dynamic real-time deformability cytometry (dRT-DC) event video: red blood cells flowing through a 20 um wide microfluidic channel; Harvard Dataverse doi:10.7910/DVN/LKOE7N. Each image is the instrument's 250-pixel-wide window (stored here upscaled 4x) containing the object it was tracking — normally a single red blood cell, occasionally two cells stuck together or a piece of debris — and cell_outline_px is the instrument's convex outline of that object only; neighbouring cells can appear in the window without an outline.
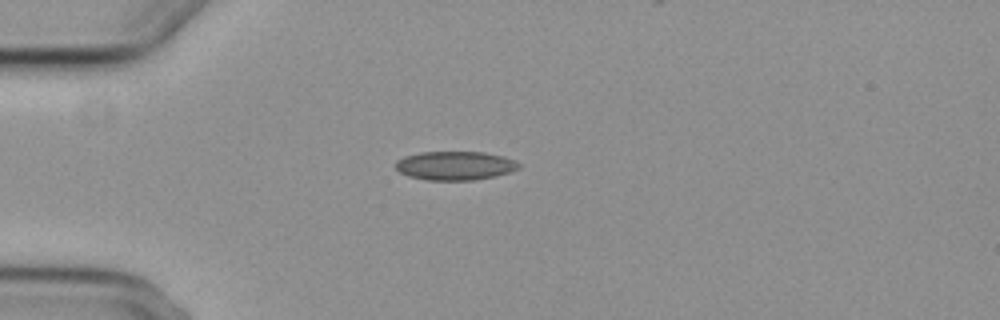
{"species": "common noctule bat (a hibernating species)", "species_latin": "Nyctalus noctula", "temperature_condition": "cold", "stored_images_in_passage": 4, "camera_frame_rate_fps": 3000, "um_per_image_px": 0.085, "animal": {"sex": "female", "body_mass_g": 29.2, "forearm_length_mm": 56.3}, "frame": {"image": 1, "passage_image": 4, "time_ms": 3.333, "image_size_px": [1000, 320], "cell_outline_px": [[520, 168], [496, 176], [472, 180], [428, 180], [408, 176], [400, 172], [392, 164], [396, 160], [404, 156], [420, 152], [484, 152], [504, 156], [516, 160], [520, 164]], "centroid_in_image_um": [38.66, 14.07], "position_along_channel_um": 46.3, "area_um2": 20.87}}